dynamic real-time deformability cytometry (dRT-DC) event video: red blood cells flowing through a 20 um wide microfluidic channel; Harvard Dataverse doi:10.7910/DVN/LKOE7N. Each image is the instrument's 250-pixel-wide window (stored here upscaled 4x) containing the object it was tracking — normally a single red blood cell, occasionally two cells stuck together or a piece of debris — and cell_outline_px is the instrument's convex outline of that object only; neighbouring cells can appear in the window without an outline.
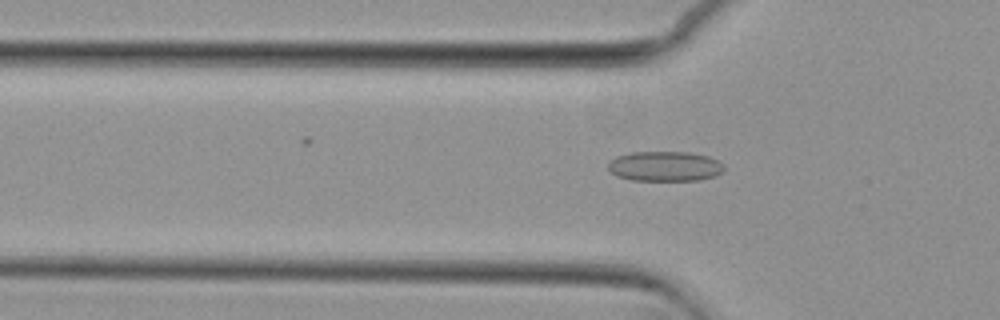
{"species": "common noctule bat (a hibernating species)", "species_latin": "Nyctalus noctula", "temperature_condition": "cold", "stored_images_in_passage": 39, "camera_frame_rate_fps": 3000, "um_per_image_px": 0.085, "animal": {"sex": "female", "body_mass_g": 29.2, "forearm_length_mm": 56.3}, "frame": {"image": 1, "passage_image": 2, "time_ms": 0.333, "image_size_px": [1000, 320], "cell_outline_px": [[724, 172], [716, 176], [700, 180], [632, 180], [616, 176], [608, 168], [608, 164], [616, 156], [632, 152], [688, 152], [708, 156], [724, 164]], "centroid_in_image_um": [56.54, 14.13], "position_along_channel_um": 69.3, "area_um2": 20.29}}
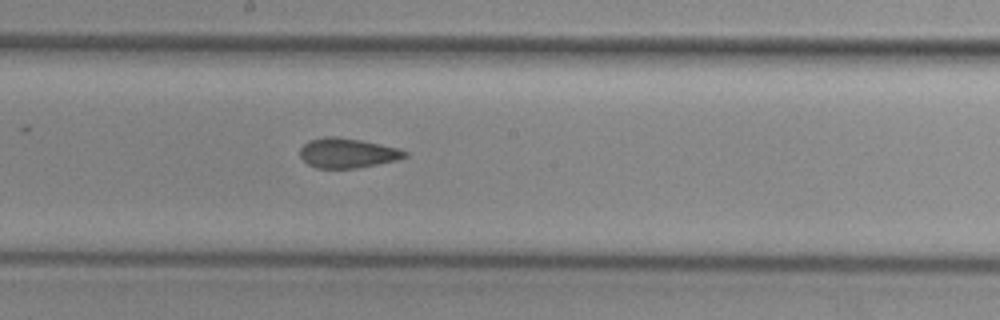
{"frame": {"image": 2, "passage_image": 14, "time_ms": 4.333, "image_size_px": [1000, 320], "cell_outline_px": [[408, 156], [396, 160], [356, 168], [316, 168], [308, 164], [300, 156], [300, 148], [308, 140], [324, 136], [336, 136], [360, 140], [380, 144], [396, 148], [408, 152]], "centroid_in_image_um": [29.5, 13.0], "position_along_channel_um": 218.7, "area_um2": 18.09}}
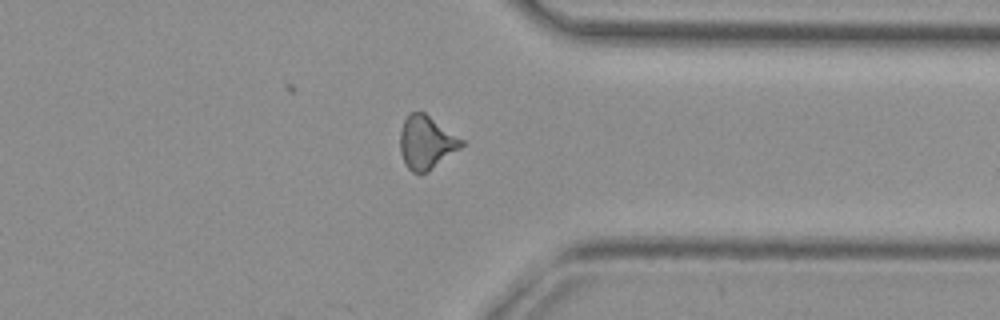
{"frame": {"image": 3, "passage_image": 27, "time_ms": 8.667, "image_size_px": [1000, 320], "cell_outline_px": [[464, 144], [460, 148], [428, 172], [420, 176], [412, 172], [408, 168], [400, 152], [400, 128], [408, 112], [424, 112], [464, 140]], "centroid_in_image_um": [36.21, 12.12], "position_along_channel_um": 375.2, "area_um2": 19.19}, "authors_computed_cell_mechanics": {"area_um2": 18.6116, "velocity_mm_per_s": 3.7211, "shape_relaxation_time_tau1_ms": null, "shape_relaxation_time_tau2_ms": 2.6475, "deformation_change_tau1": null, "deformation_change_tau2": 0.0784}}